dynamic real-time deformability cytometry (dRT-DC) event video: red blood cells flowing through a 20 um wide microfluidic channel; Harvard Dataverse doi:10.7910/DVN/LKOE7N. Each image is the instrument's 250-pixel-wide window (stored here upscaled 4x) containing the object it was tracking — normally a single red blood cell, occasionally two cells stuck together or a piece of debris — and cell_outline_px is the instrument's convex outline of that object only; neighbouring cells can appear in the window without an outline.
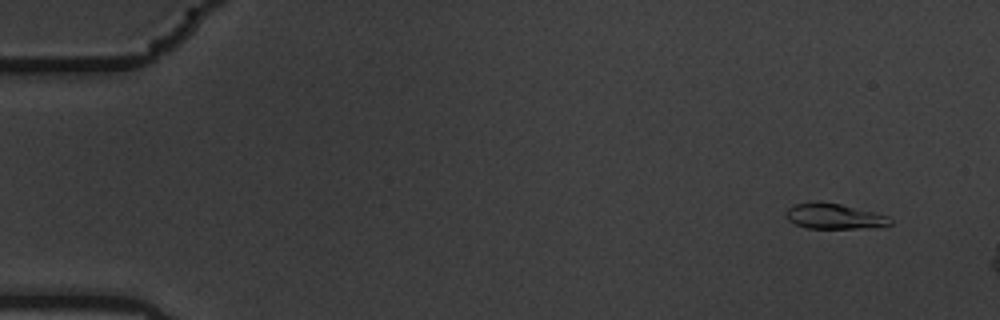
{"species": "common noctule bat (a hibernating species)", "species_latin": "Nyctalus noctula", "temperature_condition": "warm", "stored_images_in_passage": 11, "camera_frame_rate_fps": 3000, "um_per_image_px": 0.085, "animal": {"sex": "male", "body_mass_g": 19.5, "forearm_length_mm": 54.6}, "frame": {"image": 1, "passage_image": 4, "time_ms": 1.0, "image_size_px": [1000, 320], "cell_outline_px": [[892, 224], [856, 228], [808, 228], [796, 224], [788, 220], [784, 212], [788, 208], [796, 204], [820, 200], [840, 204], [888, 216], [892, 220]], "centroid_in_image_um": [70.84, 18.36], "position_along_channel_um": 14.2, "area_um2": 15.2}}